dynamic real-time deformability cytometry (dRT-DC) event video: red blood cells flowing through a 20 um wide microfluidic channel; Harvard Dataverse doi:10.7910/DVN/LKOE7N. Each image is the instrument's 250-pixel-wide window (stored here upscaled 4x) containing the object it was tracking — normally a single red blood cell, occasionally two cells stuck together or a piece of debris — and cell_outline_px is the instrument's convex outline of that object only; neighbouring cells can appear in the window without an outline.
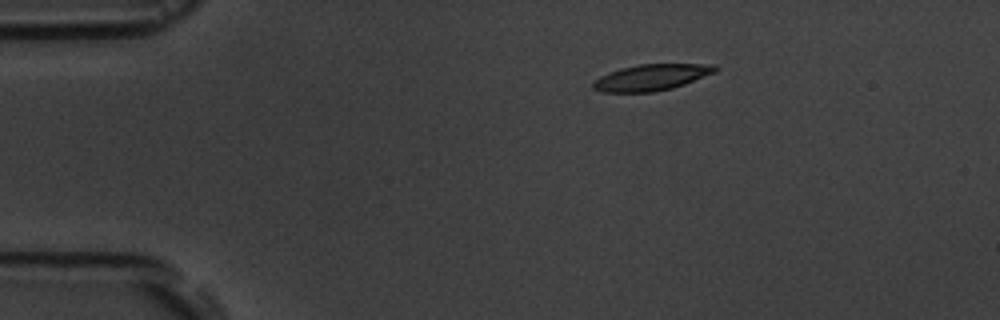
{"species": "common noctule bat (a hibernating species)", "species_latin": "Nyctalus noctula", "temperature_condition": "room temperature", "stored_images_in_passage": 5, "camera_frame_rate_fps": 3000, "um_per_image_px": 0.085, "animal": {"sex": "male", "body_mass_g": 19.5, "forearm_length_mm": 54.6}, "frame": {"image": 1, "passage_image": 1, "time_ms": 0.0, "image_size_px": [1000, 320], "cell_outline_px": [[720, 68], [716, 72], [684, 84], [672, 88], [652, 92], [600, 92], [592, 88], [592, 80], [600, 76], [620, 68], [640, 64], [716, 64]], "centroid_in_image_um": [55.36, 6.57], "position_along_channel_um": 29.6, "area_um2": 18.79}}
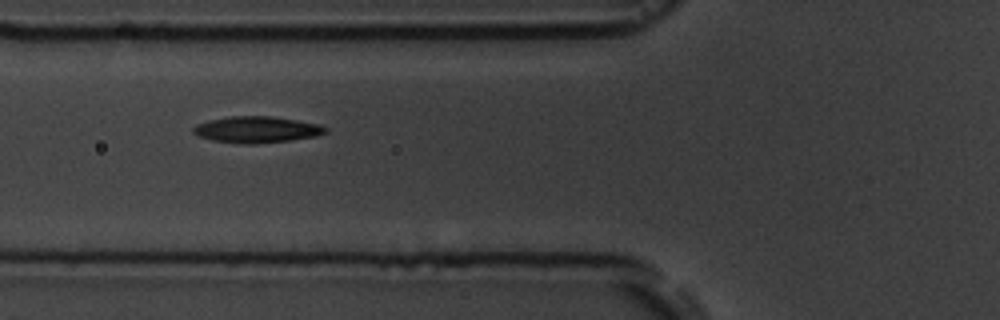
{"frame": {"image": 2, "passage_image": 4, "time_ms": 3.667, "image_size_px": [1000, 320], "cell_outline_px": [[328, 132], [316, 136], [288, 140], [252, 144], [244, 144], [212, 140], [196, 136], [192, 132], [192, 128], [196, 124], [208, 120], [232, 116], [272, 116], [320, 124], [328, 128]], "centroid_in_image_um": [21.8, 11.01], "position_along_channel_um": 104.0, "area_um2": 20.35}}
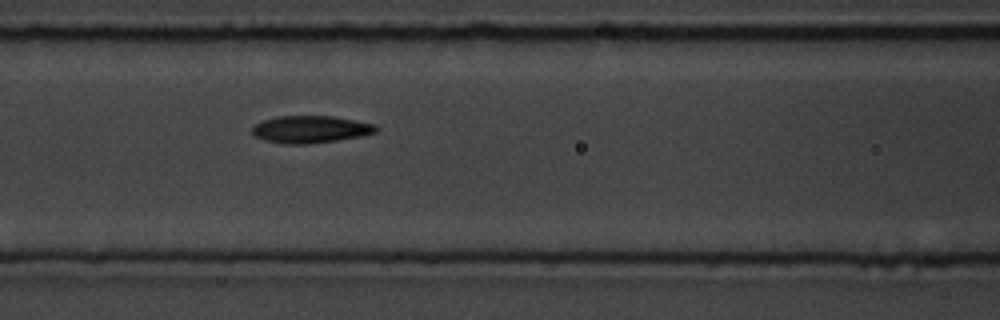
{"frame": {"image": 3, "passage_image": 5, "time_ms": 4.667, "image_size_px": [1000, 320], "cell_outline_px": [[380, 128], [376, 132], [360, 136], [336, 140], [308, 144], [284, 144], [264, 140], [256, 136], [252, 132], [252, 128], [256, 124], [264, 120], [276, 116], [332, 116], [376, 124]], "centroid_in_image_um": [26.41, 10.99], "position_along_channel_um": 140.2, "area_um2": 19.59}}